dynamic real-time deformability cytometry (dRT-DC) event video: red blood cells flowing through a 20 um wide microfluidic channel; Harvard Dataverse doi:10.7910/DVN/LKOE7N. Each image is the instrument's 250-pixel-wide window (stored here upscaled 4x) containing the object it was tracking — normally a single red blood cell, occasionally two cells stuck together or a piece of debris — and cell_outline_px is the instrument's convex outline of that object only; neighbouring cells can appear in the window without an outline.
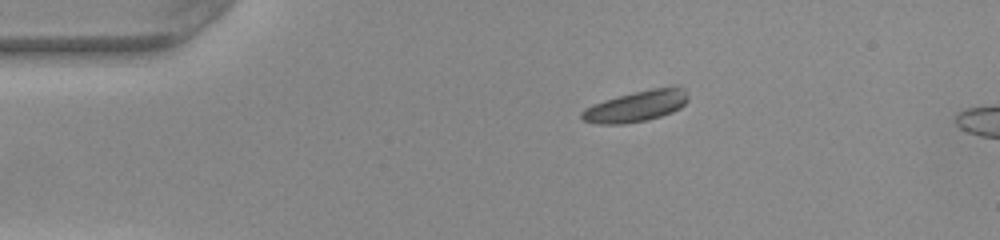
{"species": "common noctule bat (a hibernating species)", "species_latin": "Nyctalus noctula", "temperature_condition": "warm", "stored_images_in_passage": 39, "camera_frame_rate_fps": 3000, "um_per_image_px": 0.085, "animal": {"sex": "female", "body_mass_g": 22.0, "forearm_length_mm": 56.7}, "frame": {"image": 1, "passage_image": 1, "time_ms": 0.0, "image_size_px": [1000, 240], "cell_outline_px": [[688, 100], [680, 108], [672, 112], [648, 120], [624, 124], [600, 124], [584, 120], [580, 116], [580, 112], [584, 108], [592, 104], [604, 100], [652, 88], [684, 88], [688, 92]], "centroid_in_image_um": [54.06, 9.05], "position_along_channel_um": 30.9, "area_um2": 18.96}}
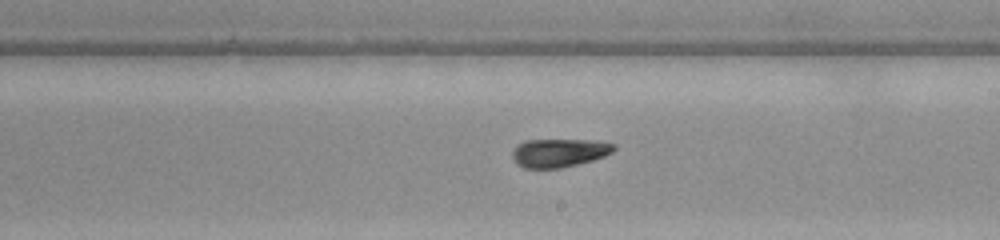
{"frame": {"image": 2, "passage_image": 17, "time_ms": 5.333, "image_size_px": [1000, 240], "cell_outline_px": [[616, 148], [612, 152], [604, 156], [592, 160], [560, 168], [524, 168], [516, 164], [512, 156], [512, 152], [516, 144], [524, 140], [596, 140], [616, 144]], "centroid_in_image_um": [47.5, 12.98], "position_along_channel_um": 241.5, "area_um2": 16.94}}
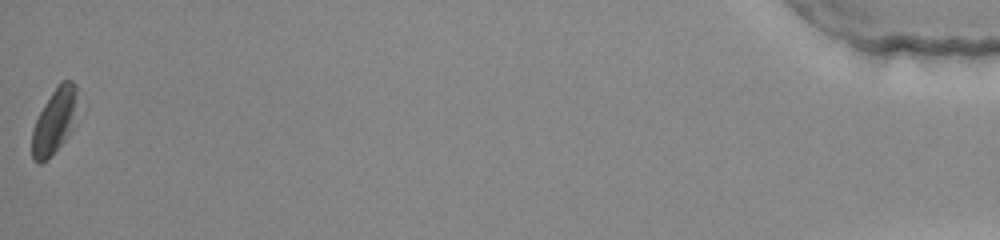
{"frame": {"image": 3, "passage_image": 39, "time_ms": 12.667, "image_size_px": [1000, 240], "cell_outline_px": [[76, 92], [72, 128], [68, 136], [40, 164], [32, 160], [32, 128], [44, 104], [60, 80], [72, 80], [76, 84]], "centroid_in_image_um": [4.59, 10.26], "position_along_channel_um": 430.6, "area_um2": 16.7}, "authors_computed_cell_mechanics": {"area_um2": 17.4556, "velocity_mm_per_s": 4.0971, "shape_relaxation_time_tau1_ms": 1.9664, "shape_relaxation_time_tau2_ms": 7.057, "deformation_change_tau1": 0.1057, "deformation_change_tau2": 0.1664}}